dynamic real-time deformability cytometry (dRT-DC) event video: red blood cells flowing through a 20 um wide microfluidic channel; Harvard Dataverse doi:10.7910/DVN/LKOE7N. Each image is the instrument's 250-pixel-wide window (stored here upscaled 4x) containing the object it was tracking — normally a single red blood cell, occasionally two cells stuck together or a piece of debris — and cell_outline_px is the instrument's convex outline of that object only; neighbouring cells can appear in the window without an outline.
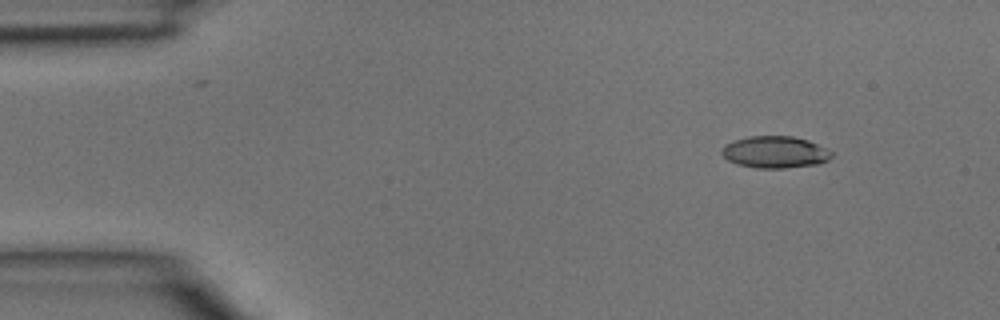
{"species": "common noctule bat (a hibernating species)", "species_latin": "Nyctalus noctula", "temperature_condition": "room temperature", "stored_images_in_passage": 4, "camera_frame_rate_fps": 3000, "um_per_image_px": 0.085, "animal": {"sex": "male", "body_mass_g": 15.6}, "frame": {"image": 1, "passage_image": 2, "time_ms": 0.333, "image_size_px": [1000, 320], "cell_outline_px": [[832, 156], [828, 160], [820, 164], [784, 168], [756, 168], [736, 164], [728, 160], [720, 152], [724, 144], [748, 136], [792, 136], [808, 140], [832, 152]], "centroid_in_image_um": [65.86, 12.93], "position_along_channel_um": 19.1, "area_um2": 20.4}}
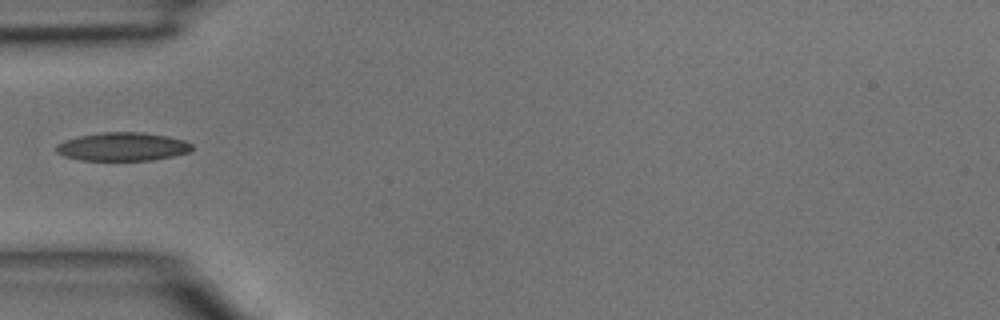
{"frame": {"image": 2, "passage_image": 4, "time_ms": 1.0, "image_size_px": [1000, 320], "cell_outline_px": [[192, 148], [188, 152], [172, 156], [152, 160], [80, 160], [64, 156], [56, 152], [56, 144], [64, 140], [80, 136], [104, 132], [144, 132], [168, 136], [184, 140], [192, 144]], "centroid_in_image_um": [10.41, 12.46], "position_along_channel_um": 74.6, "area_um2": 22.43}}